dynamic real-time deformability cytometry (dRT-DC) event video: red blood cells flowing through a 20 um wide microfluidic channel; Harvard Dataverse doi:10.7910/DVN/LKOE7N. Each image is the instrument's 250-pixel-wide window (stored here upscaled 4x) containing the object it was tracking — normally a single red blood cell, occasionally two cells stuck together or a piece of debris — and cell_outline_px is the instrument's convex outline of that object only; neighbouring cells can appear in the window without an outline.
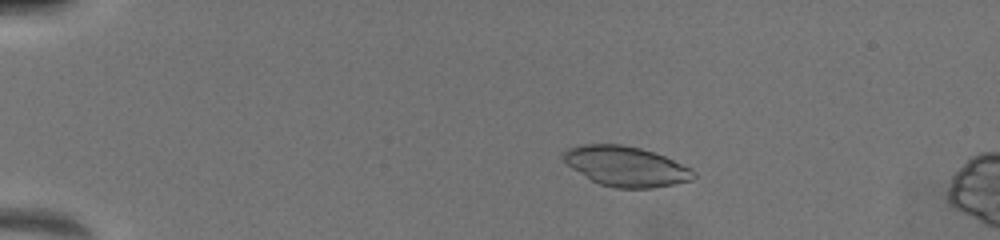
{"species": "common noctule bat (a hibernating species)", "species_latin": "Nyctalus noctula", "temperature_condition": "warm", "stored_images_in_passage": 21, "camera_frame_rate_fps": 3000, "um_per_image_px": 0.085, "animal": {"sex": "female", "body_mass_g": 19.5, "forearm_length_mm": 54.1}, "frame": {"image": 1, "passage_image": 15, "time_ms": 3.667, "image_size_px": [1000, 240], "cell_outline_px": [[696, 176], [692, 180], [652, 188], [616, 188], [600, 184], [592, 180], [572, 168], [564, 160], [564, 152], [568, 148], [584, 144], [624, 144], [640, 148], [664, 156], [692, 168], [696, 172]], "centroid_in_image_um": [53.24, 14.13], "position_along_channel_um": 31.8, "area_um2": 30.11}}